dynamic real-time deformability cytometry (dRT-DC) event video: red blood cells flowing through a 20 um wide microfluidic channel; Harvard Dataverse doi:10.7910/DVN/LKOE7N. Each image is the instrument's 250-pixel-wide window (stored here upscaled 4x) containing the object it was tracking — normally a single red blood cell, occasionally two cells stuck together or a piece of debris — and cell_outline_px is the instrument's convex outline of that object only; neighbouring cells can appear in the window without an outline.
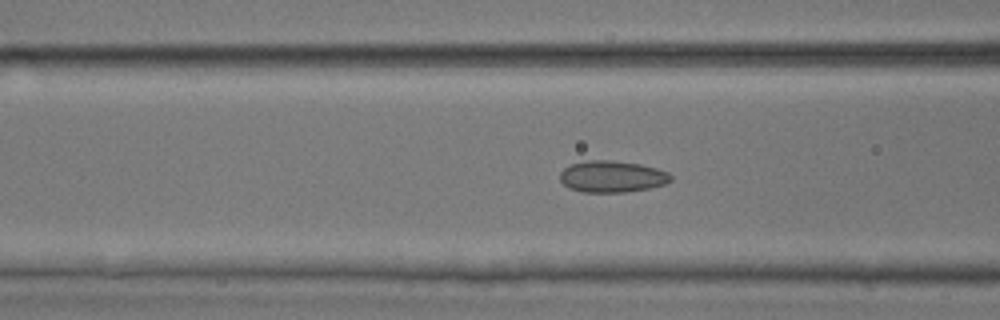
{"species": "common noctule bat (a hibernating species)", "species_latin": "Nyctalus noctula", "temperature_condition": "room temperature", "stored_images_in_passage": 45, "camera_frame_rate_fps": 3000, "um_per_image_px": 0.085, "animal": {"sex": "male", "body_mass_g": 17.9, "forearm_length_mm": 54.2}, "frame": {"image": 1, "passage_image": 20, "time_ms": 6.333, "image_size_px": [1000, 320], "cell_outline_px": [[672, 180], [664, 184], [648, 188], [624, 192], [584, 192], [568, 188], [560, 180], [560, 172], [564, 168], [572, 164], [588, 160], [612, 160], [640, 164], [656, 168], [668, 172], [672, 176]], "centroid_in_image_um": [52.02, 15.0], "position_along_channel_um": 114.6, "area_um2": 20.35}}
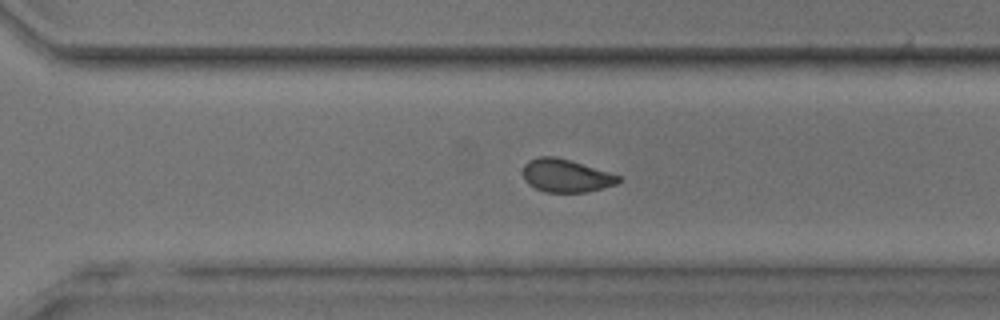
{"frame": {"image": 2, "passage_image": 35, "time_ms": 11.333, "image_size_px": [1000, 320], "cell_outline_px": [[620, 180], [616, 184], [588, 192], [544, 192], [528, 184], [524, 180], [524, 164], [528, 160], [540, 156], [556, 156], [608, 172], [620, 176]], "centroid_in_image_um": [48.07, 14.93], "position_along_channel_um": 322.5, "area_um2": 18.21}}
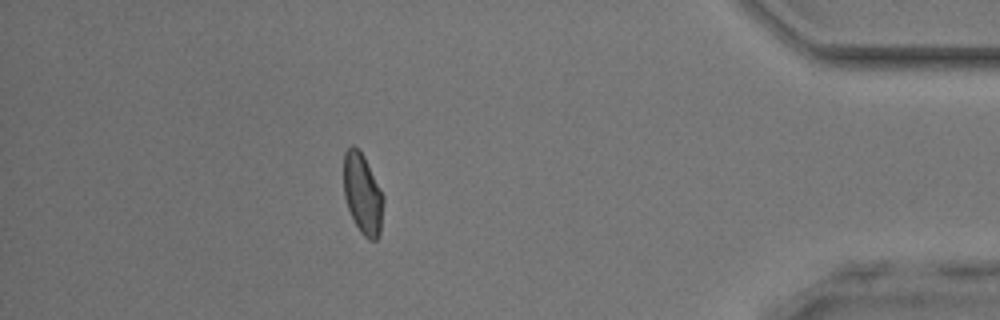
{"frame": {"image": 3, "passage_image": 44, "time_ms": 14.333, "image_size_px": [1000, 320], "cell_outline_px": [[384, 200], [380, 232], [376, 240], [368, 240], [360, 232], [348, 208], [344, 196], [344, 152], [352, 144], [364, 156], [384, 196]], "centroid_in_image_um": [30.83, 16.49], "position_along_channel_um": 404.4, "area_um2": 18.5}}